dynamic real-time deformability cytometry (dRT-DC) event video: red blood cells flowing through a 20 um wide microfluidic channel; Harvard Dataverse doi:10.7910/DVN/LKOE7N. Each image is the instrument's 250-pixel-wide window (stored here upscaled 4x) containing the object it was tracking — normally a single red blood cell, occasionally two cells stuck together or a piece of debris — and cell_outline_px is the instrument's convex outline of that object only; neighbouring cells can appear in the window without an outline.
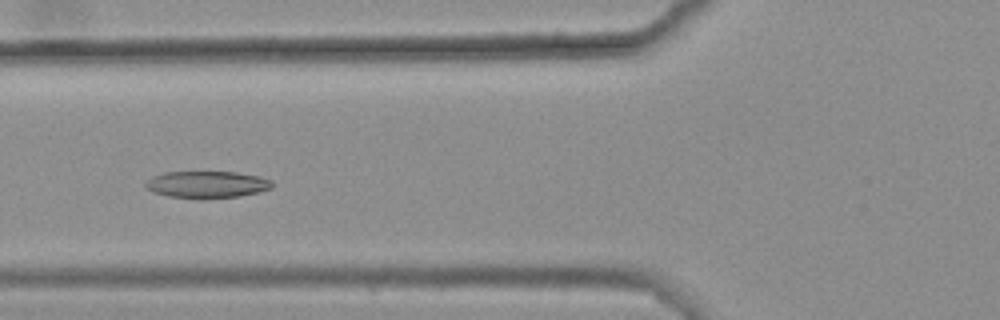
{"species": "common noctule bat (a hibernating species)", "species_latin": "Nyctalus noctula", "temperature_condition": "warm", "stored_images_in_passage": 47, "camera_frame_rate_fps": 3000, "um_per_image_px": 0.085, "animal": {"sex": "female", "body_mass_g": 25.1}, "frame": {"image": 1, "passage_image": 22, "time_ms": 7.0, "image_size_px": [1000, 320], "cell_outline_px": [[272, 188], [240, 196], [204, 200], [200, 200], [168, 196], [152, 192], [144, 184], [152, 176], [164, 172], [236, 172], [260, 176], [272, 180]], "centroid_in_image_um": [17.58, 15.7], "position_along_channel_um": 108.2, "area_um2": 20.17}}
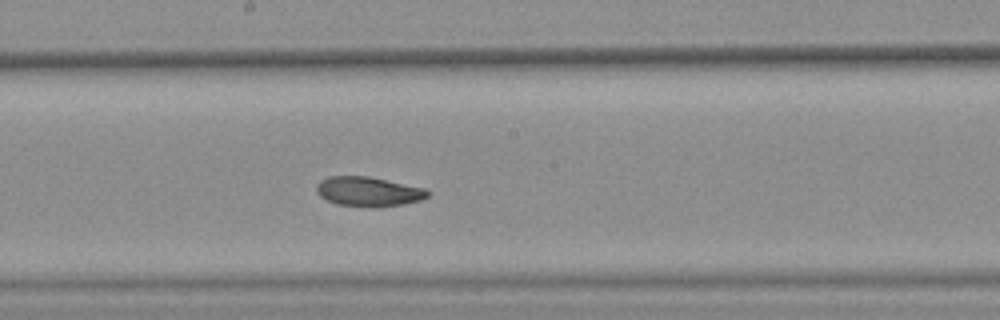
{"frame": {"image": 2, "passage_image": 31, "time_ms": 10.0, "image_size_px": [1000, 320], "cell_outline_px": [[432, 192], [428, 196], [420, 200], [404, 204], [376, 208], [372, 208], [336, 204], [320, 196], [316, 192], [316, 184], [320, 180], [328, 176], [368, 176], [424, 188]], "centroid_in_image_um": [31.3, 16.29], "position_along_channel_um": 216.9, "area_um2": 19.36}}
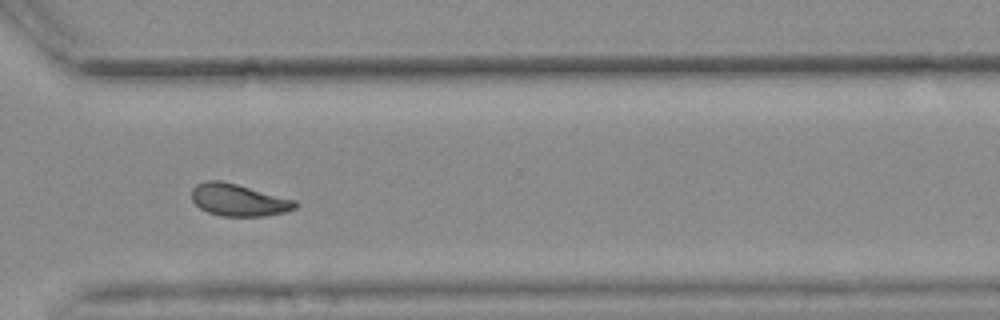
{"frame": {"image": 3, "passage_image": 42, "time_ms": 13.667, "image_size_px": [1000, 320], "cell_outline_px": [[300, 204], [296, 208], [288, 212], [268, 216], [220, 216], [208, 212], [200, 208], [192, 200], [192, 188], [196, 184], [208, 180], [220, 180], [236, 184], [296, 200]], "centroid_in_image_um": [20.31, 17.01], "position_along_channel_um": 350.3, "area_um2": 19.54}, "authors_computed_cell_mechanics": {"area_um2": 20.1722, "velocity_mm_per_s": 3.6267, "shape_relaxation_time_tau1_ms": null, "shape_relaxation_time_tau2_ms": 3.4564, "deformation_change_tau1": null, "deformation_change_tau2": 0.0831}}